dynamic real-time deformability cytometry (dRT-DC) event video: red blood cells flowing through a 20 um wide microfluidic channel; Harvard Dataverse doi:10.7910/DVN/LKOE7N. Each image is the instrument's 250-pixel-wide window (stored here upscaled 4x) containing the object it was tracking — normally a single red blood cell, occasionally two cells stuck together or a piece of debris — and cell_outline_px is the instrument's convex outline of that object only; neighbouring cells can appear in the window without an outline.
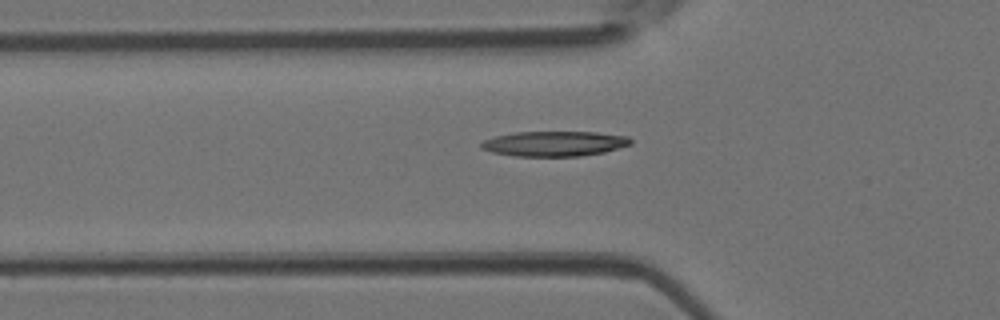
{"species": "Egyptian fruit bat (a non-hibernating species)", "species_latin": "Rousettus aegyptiacus", "temperature_condition": "room temperature", "stored_images_in_passage": 32, "camera_frame_rate_fps": 3000, "um_per_image_px": 0.085, "animal": {"sex": "female"}, "frame": {"image": 1, "passage_image": 2, "time_ms": 0.333, "image_size_px": [1000, 320], "cell_outline_px": [[632, 144], [604, 152], [580, 156], [516, 156], [492, 152], [480, 148], [480, 144], [484, 140], [496, 136], [516, 132], [596, 132], [628, 136], [632, 140]], "centroid_in_image_um": [47.14, 12.21], "position_along_channel_um": 78.7, "area_um2": 21.79}}
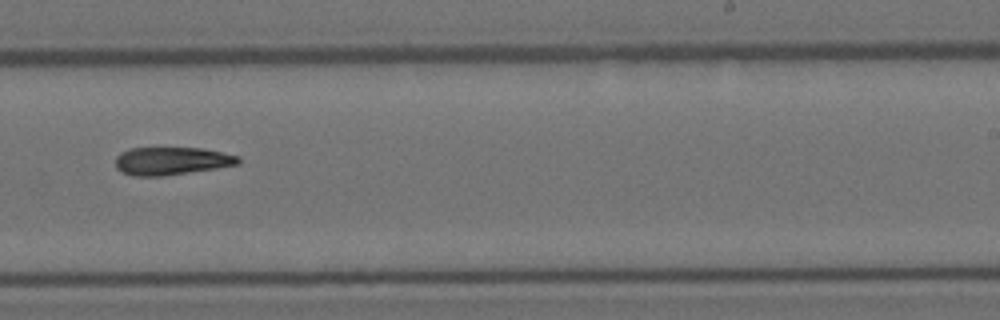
{"frame": {"image": 2, "passage_image": 15, "time_ms": 4.667, "image_size_px": [1000, 320], "cell_outline_px": [[240, 164], [216, 168], [160, 176], [132, 176], [120, 172], [116, 168], [116, 156], [120, 152], [128, 148], [204, 148], [240, 156]], "centroid_in_image_um": [14.56, 13.67], "position_along_channel_um": 274.4, "area_um2": 20.06}}
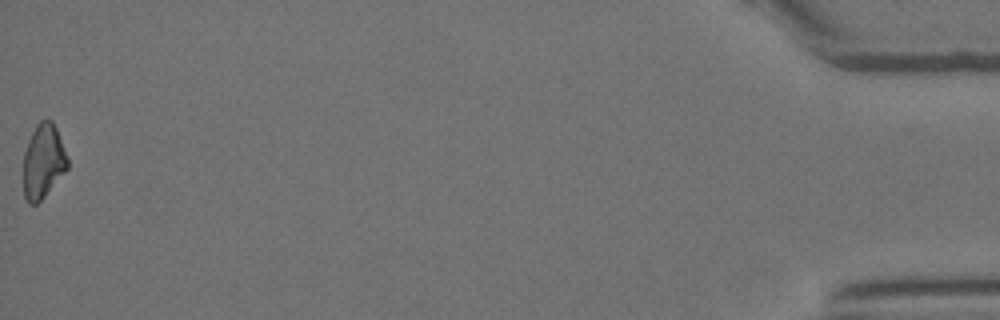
{"frame": {"image": 3, "passage_image": 32, "time_ms": 10.333, "image_size_px": [1000, 320], "cell_outline_px": [[68, 168], [44, 196], [36, 204], [28, 204], [24, 196], [24, 152], [28, 140], [36, 124], [40, 120], [52, 120], [56, 128], [68, 156]], "centroid_in_image_um": [3.68, 13.69], "position_along_channel_um": 431.5, "area_um2": 19.02}}